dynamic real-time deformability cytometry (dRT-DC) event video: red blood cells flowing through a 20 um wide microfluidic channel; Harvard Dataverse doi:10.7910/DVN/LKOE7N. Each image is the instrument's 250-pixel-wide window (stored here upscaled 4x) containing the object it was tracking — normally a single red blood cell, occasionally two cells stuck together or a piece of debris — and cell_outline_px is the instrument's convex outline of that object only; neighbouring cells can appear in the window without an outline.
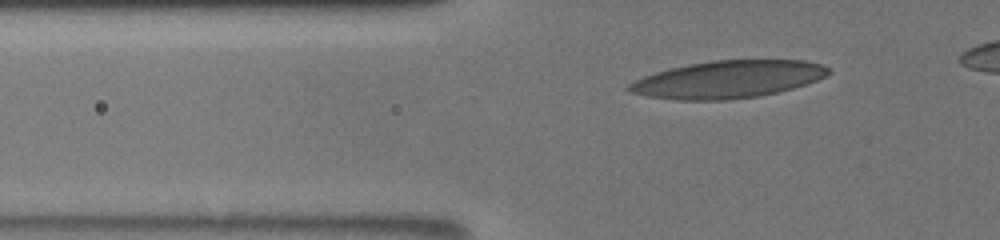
{"species": "human", "species_latin": "Homo sapiens", "temperature_condition": "room temperature", "stored_images_in_passage": 38, "camera_frame_rate_fps": 3000, "um_per_image_px": 0.085, "donor": {"sex": "male"}, "frame": {"image": 1, "passage_image": 5, "time_ms": 1.333, "image_size_px": [1000, 240], "cell_outline_px": [[832, 72], [816, 80], [792, 88], [760, 96], [728, 100], [676, 100], [648, 96], [628, 92], [624, 88], [628, 84], [644, 76], [656, 72], [688, 64], [712, 60], [804, 60], [820, 64], [828, 68]], "centroid_in_image_um": [61.83, 6.75], "position_along_channel_um": 64.0, "area_um2": 43.35}}
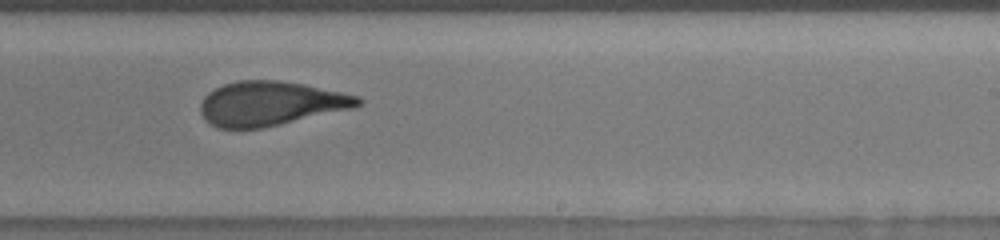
{"frame": {"image": 2, "passage_image": 22, "time_ms": 7.0, "image_size_px": [1000, 240], "cell_outline_px": [[364, 104], [352, 108], [280, 124], [260, 128], [216, 128], [200, 112], [200, 104], [204, 96], [208, 92], [224, 84], [236, 80], [280, 80], [304, 84], [360, 96], [364, 100]], "centroid_in_image_um": [23.01, 8.78], "position_along_channel_um": 266.0, "area_um2": 40.52}}
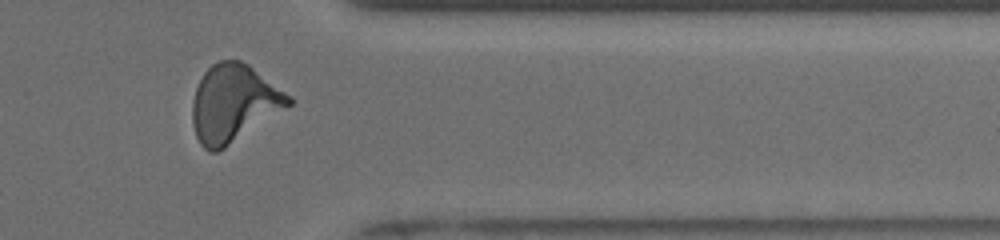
{"frame": {"image": 3, "passage_image": 32, "time_ms": 10.333, "image_size_px": [1000, 240], "cell_outline_px": [[292, 104], [224, 148], [216, 152], [208, 152], [200, 144], [196, 136], [192, 124], [192, 100], [196, 88], [204, 72], [212, 64], [220, 60], [240, 60], [248, 64], [292, 96]], "centroid_in_image_um": [19.84, 8.78], "position_along_channel_um": 391.6, "area_um2": 43.18}}